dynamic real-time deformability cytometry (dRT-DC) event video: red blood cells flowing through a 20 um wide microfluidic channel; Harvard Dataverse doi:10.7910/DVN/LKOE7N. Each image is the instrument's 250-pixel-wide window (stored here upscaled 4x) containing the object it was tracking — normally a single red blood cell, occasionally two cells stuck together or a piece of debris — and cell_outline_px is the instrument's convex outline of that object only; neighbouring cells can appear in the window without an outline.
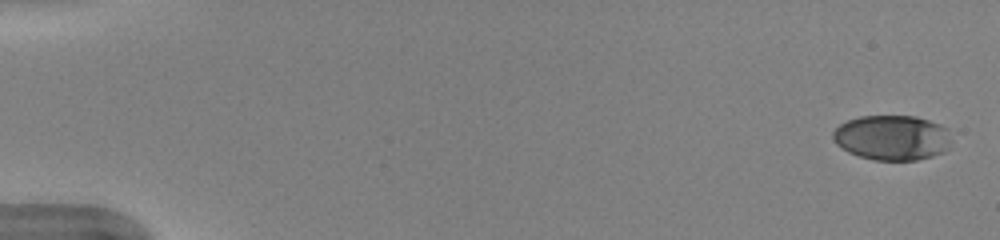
{"species": "human", "species_latin": "Homo sapiens", "temperature_condition": "warm", "stored_images_in_passage": 10, "camera_frame_rate_fps": 3000, "um_per_image_px": 0.085, "donor": {"sex": "female"}, "frame": {"image": 1, "passage_image": 2, "time_ms": 0.333, "image_size_px": [1000, 240], "cell_outline_px": [[952, 140], [948, 148], [944, 152], [932, 156], [916, 160], [876, 160], [860, 156], [848, 152], [836, 144], [832, 136], [832, 132], [840, 124], [848, 120], [860, 116], [916, 116], [940, 124], [948, 128]], "centroid_in_image_um": [75.85, 11.69], "position_along_channel_um": 9.1, "area_um2": 31.27}}